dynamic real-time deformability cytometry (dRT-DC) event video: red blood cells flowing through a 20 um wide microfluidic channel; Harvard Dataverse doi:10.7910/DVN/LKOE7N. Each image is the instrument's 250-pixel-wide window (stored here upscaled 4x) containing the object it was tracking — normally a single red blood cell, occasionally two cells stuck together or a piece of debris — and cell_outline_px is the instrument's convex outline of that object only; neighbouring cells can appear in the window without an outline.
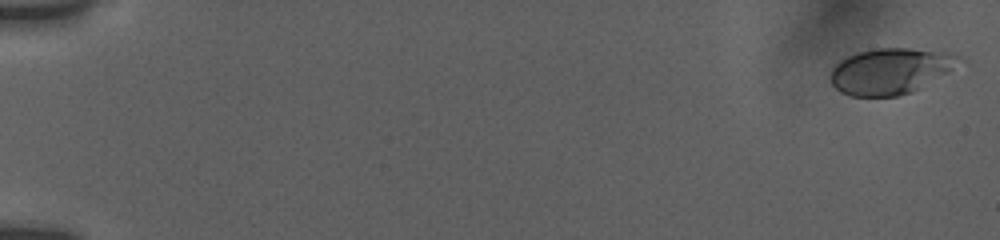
{"species": "human", "species_latin": "Homo sapiens", "temperature_condition": "room temperature", "stored_images_in_passage": 31, "camera_frame_rate_fps": 3000, "um_per_image_px": 0.085, "donor": {"sex": "female"}, "frame": {"image": 1, "passage_image": 1, "time_ms": 0.0, "image_size_px": [1000, 240], "cell_outline_px": [[968, 64], [912, 92], [896, 96], [852, 96], [840, 92], [832, 84], [828, 76], [832, 68], [840, 60], [848, 56], [860, 52], [876, 48], [908, 48], [956, 52], [964, 56]], "centroid_in_image_um": [75.86, 6.02], "position_along_channel_um": 9.1, "area_um2": 35.6}}
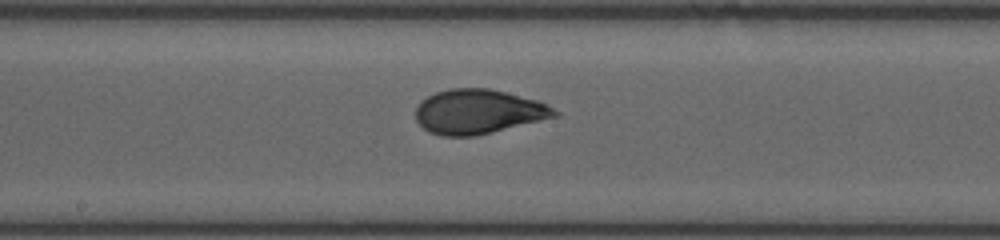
{"frame": {"image": 2, "passage_image": 17, "time_ms": 10.0, "image_size_px": [1000, 240], "cell_outline_px": [[560, 116], [476, 136], [440, 136], [428, 132], [416, 120], [416, 108], [420, 100], [436, 92], [448, 88], [488, 88], [536, 100], [548, 104], [560, 112]], "centroid_in_image_um": [40.66, 9.5], "position_along_channel_um": 207.5, "area_um2": 36.24}}
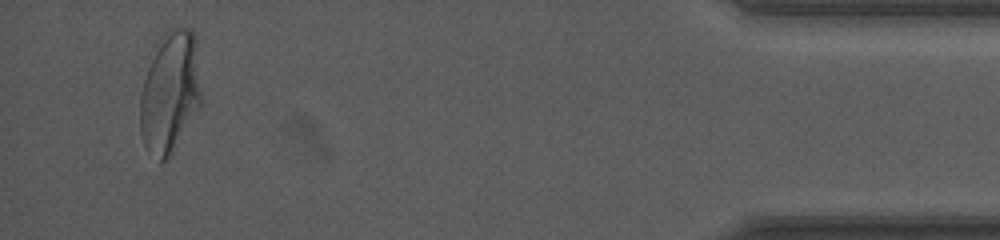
{"frame": {"image": 3, "passage_image": 30, "time_ms": 17.333, "image_size_px": [1000, 240], "cell_outline_px": [[200, 108], [168, 156], [160, 164], [144, 144], [140, 132], [140, 96], [144, 80], [148, 68], [160, 36], [168, 28], [188, 28], [196, 36], [200, 92]], "centroid_in_image_um": [14.44, 7.82], "position_along_channel_um": 420.8, "area_um2": 42.77}, "authors_computed_cell_mechanics": {"area_um2": 35.8938, "velocity_mm_per_s": 3.7806, "shape_relaxation_time_tau1_ms": 7.8707, "shape_relaxation_time_tau2_ms": 0.7145, "deformation_change_tau1": 0.2083, "deformation_change_tau2": 0.0505}}